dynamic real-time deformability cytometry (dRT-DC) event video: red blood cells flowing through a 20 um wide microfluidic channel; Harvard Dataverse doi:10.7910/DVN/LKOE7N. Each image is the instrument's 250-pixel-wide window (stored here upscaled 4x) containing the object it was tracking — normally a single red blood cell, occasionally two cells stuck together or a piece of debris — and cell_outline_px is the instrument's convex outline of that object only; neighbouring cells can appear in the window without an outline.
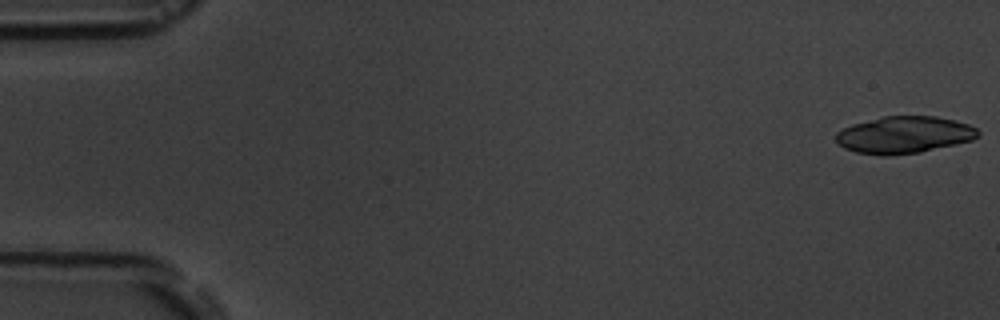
{"species": "common noctule bat (a hibernating species)", "species_latin": "Nyctalus noctula", "temperature_condition": "room temperature", "stored_images_in_passage": 7, "camera_frame_rate_fps": 3000, "um_per_image_px": 0.085, "animal": {"sex": "male", "body_mass_g": 19.5, "forearm_length_mm": 54.6}, "frame": {"image": 1, "passage_image": 1, "time_ms": 0.0, "image_size_px": [1000, 320], "cell_outline_px": [[980, 136], [972, 140], [956, 144], [920, 152], [888, 156], [880, 156], [856, 152], [844, 148], [836, 140], [836, 132], [852, 124], [880, 116], [936, 116], [956, 120], [968, 124], [976, 128], [980, 132]], "centroid_in_image_um": [76.86, 11.46], "position_along_channel_um": 8.1, "area_um2": 30.87}}